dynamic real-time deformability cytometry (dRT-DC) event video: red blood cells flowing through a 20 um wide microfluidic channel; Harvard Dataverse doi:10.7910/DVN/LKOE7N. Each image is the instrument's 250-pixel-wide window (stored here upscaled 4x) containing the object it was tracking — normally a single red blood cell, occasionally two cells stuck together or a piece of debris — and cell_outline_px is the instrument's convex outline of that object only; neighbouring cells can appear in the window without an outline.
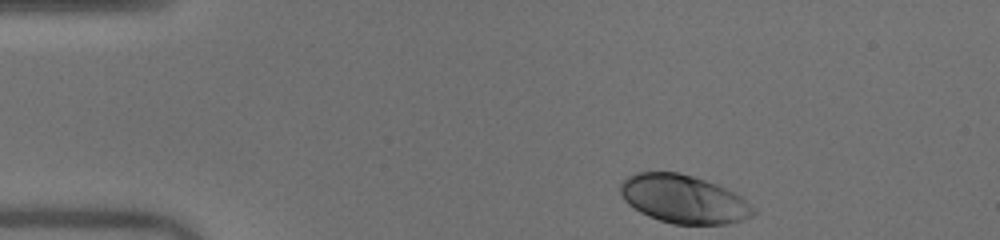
{"species": "human", "species_latin": "Homo sapiens", "temperature_condition": "warm", "stored_images_in_passage": 43, "camera_frame_rate_fps": 3000, "um_per_image_px": 0.085, "donor": {"sex": "male"}, "frame": {"image": 1, "passage_image": 1, "time_ms": 0.0, "image_size_px": [1000, 240], "cell_outline_px": [[756, 212], [752, 216], [728, 224], [672, 224], [648, 216], [640, 212], [628, 204], [624, 200], [620, 192], [620, 184], [628, 176], [636, 172], [680, 172], [716, 184], [740, 196], [756, 208]], "centroid_in_image_um": [58.09, 16.93], "position_along_channel_um": 26.9, "area_um2": 37.28}}
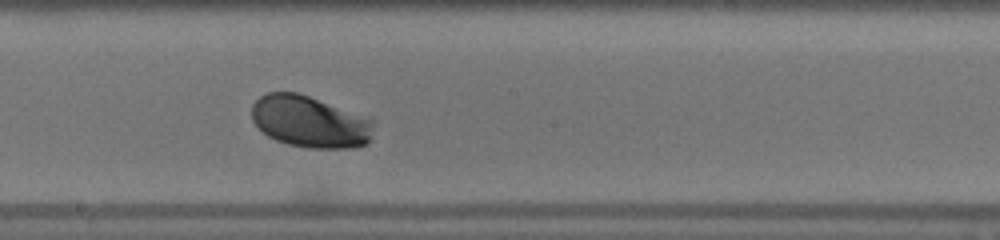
{"frame": {"image": 2, "passage_image": 21, "time_ms": 6.667, "image_size_px": [1000, 240], "cell_outline_px": [[372, 124], [368, 144], [352, 148], [308, 148], [288, 144], [276, 140], [268, 136], [252, 120], [252, 104], [260, 96], [268, 92], [296, 92], [308, 96], [372, 120]], "centroid_in_image_um": [26.28, 10.36], "position_along_channel_um": 221.9, "area_um2": 36.07}}
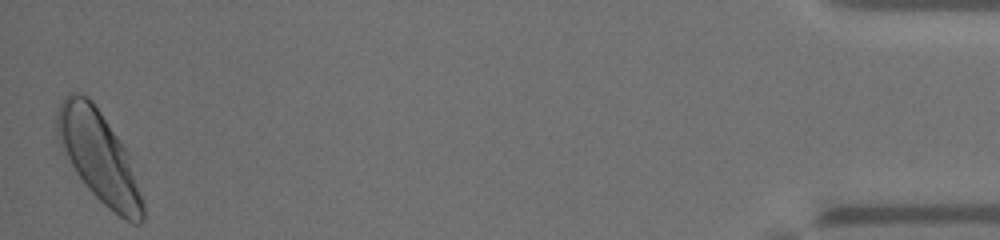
{"frame": {"image": 3, "passage_image": 43, "time_ms": 14.0, "image_size_px": [1000, 240], "cell_outline_px": [[144, 220], [140, 224], [132, 224], [124, 220], [108, 208], [88, 188], [76, 172], [60, 144], [56, 136], [56, 112], [64, 96], [68, 92], [80, 92], [92, 100], [128, 152], [144, 204]], "centroid_in_image_um": [8.41, 13.31], "position_along_channel_um": 426.8, "area_um2": 45.08}, "authors_computed_cell_mechanics": {"area_um2": 36.9342, "velocity_mm_per_s": 4.0168, "shape_relaxation_time_tau1_ms": 1.6199, "shape_relaxation_time_tau2_ms": 4.2053, "deformation_change_tau1": 0.1354, "deformation_change_tau2": 0.1036}}